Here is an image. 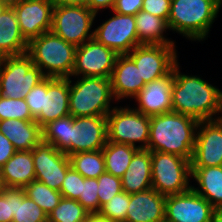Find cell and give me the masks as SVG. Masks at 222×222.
I'll return each mask as SVG.
<instances>
[{
    "instance_id": "8fae6325",
    "label": "cell",
    "mask_w": 222,
    "mask_h": 222,
    "mask_svg": "<svg viewBox=\"0 0 222 222\" xmlns=\"http://www.w3.org/2000/svg\"><path fill=\"white\" fill-rule=\"evenodd\" d=\"M118 54L92 38L75 52L72 76L110 78Z\"/></svg>"
},
{
    "instance_id": "e0dca14e",
    "label": "cell",
    "mask_w": 222,
    "mask_h": 222,
    "mask_svg": "<svg viewBox=\"0 0 222 222\" xmlns=\"http://www.w3.org/2000/svg\"><path fill=\"white\" fill-rule=\"evenodd\" d=\"M20 31L29 42L51 31L54 3L52 0H19L12 5Z\"/></svg>"
},
{
    "instance_id": "5bb4252c",
    "label": "cell",
    "mask_w": 222,
    "mask_h": 222,
    "mask_svg": "<svg viewBox=\"0 0 222 222\" xmlns=\"http://www.w3.org/2000/svg\"><path fill=\"white\" fill-rule=\"evenodd\" d=\"M106 143V116L70 115L69 156L80 152L102 150Z\"/></svg>"
},
{
    "instance_id": "f35d334b",
    "label": "cell",
    "mask_w": 222,
    "mask_h": 222,
    "mask_svg": "<svg viewBox=\"0 0 222 222\" xmlns=\"http://www.w3.org/2000/svg\"><path fill=\"white\" fill-rule=\"evenodd\" d=\"M16 214V188L2 187L0 192V222H12Z\"/></svg>"
},
{
    "instance_id": "484cf974",
    "label": "cell",
    "mask_w": 222,
    "mask_h": 222,
    "mask_svg": "<svg viewBox=\"0 0 222 222\" xmlns=\"http://www.w3.org/2000/svg\"><path fill=\"white\" fill-rule=\"evenodd\" d=\"M191 171L199 185L192 189L214 208L222 207V166L191 167Z\"/></svg>"
},
{
    "instance_id": "8992f818",
    "label": "cell",
    "mask_w": 222,
    "mask_h": 222,
    "mask_svg": "<svg viewBox=\"0 0 222 222\" xmlns=\"http://www.w3.org/2000/svg\"><path fill=\"white\" fill-rule=\"evenodd\" d=\"M151 152L152 188L162 195L184 193L192 188L190 160L175 154Z\"/></svg>"
},
{
    "instance_id": "d6986e66",
    "label": "cell",
    "mask_w": 222,
    "mask_h": 222,
    "mask_svg": "<svg viewBox=\"0 0 222 222\" xmlns=\"http://www.w3.org/2000/svg\"><path fill=\"white\" fill-rule=\"evenodd\" d=\"M174 82V68L166 76L146 83L134 97L138 101L135 108L144 115L153 116L172 112L171 89Z\"/></svg>"
},
{
    "instance_id": "4316f807",
    "label": "cell",
    "mask_w": 222,
    "mask_h": 222,
    "mask_svg": "<svg viewBox=\"0 0 222 222\" xmlns=\"http://www.w3.org/2000/svg\"><path fill=\"white\" fill-rule=\"evenodd\" d=\"M135 26L140 45H174L175 42L166 39L163 32L168 28L167 22L148 12L140 10L135 15Z\"/></svg>"
},
{
    "instance_id": "681fc988",
    "label": "cell",
    "mask_w": 222,
    "mask_h": 222,
    "mask_svg": "<svg viewBox=\"0 0 222 222\" xmlns=\"http://www.w3.org/2000/svg\"><path fill=\"white\" fill-rule=\"evenodd\" d=\"M7 7H8V5L6 3L0 1V15Z\"/></svg>"
},
{
    "instance_id": "30bf717a",
    "label": "cell",
    "mask_w": 222,
    "mask_h": 222,
    "mask_svg": "<svg viewBox=\"0 0 222 222\" xmlns=\"http://www.w3.org/2000/svg\"><path fill=\"white\" fill-rule=\"evenodd\" d=\"M127 55L135 62L145 83L168 75L178 62L175 45H139Z\"/></svg>"
},
{
    "instance_id": "3957f363",
    "label": "cell",
    "mask_w": 222,
    "mask_h": 222,
    "mask_svg": "<svg viewBox=\"0 0 222 222\" xmlns=\"http://www.w3.org/2000/svg\"><path fill=\"white\" fill-rule=\"evenodd\" d=\"M221 5L222 0H171L168 28L190 40H204Z\"/></svg>"
},
{
    "instance_id": "2e32d148",
    "label": "cell",
    "mask_w": 222,
    "mask_h": 222,
    "mask_svg": "<svg viewBox=\"0 0 222 222\" xmlns=\"http://www.w3.org/2000/svg\"><path fill=\"white\" fill-rule=\"evenodd\" d=\"M191 167L222 166V118L200 121Z\"/></svg>"
},
{
    "instance_id": "44dd1931",
    "label": "cell",
    "mask_w": 222,
    "mask_h": 222,
    "mask_svg": "<svg viewBox=\"0 0 222 222\" xmlns=\"http://www.w3.org/2000/svg\"><path fill=\"white\" fill-rule=\"evenodd\" d=\"M166 196L155 189L130 194L125 222H164Z\"/></svg>"
},
{
    "instance_id": "ffe728a7",
    "label": "cell",
    "mask_w": 222,
    "mask_h": 222,
    "mask_svg": "<svg viewBox=\"0 0 222 222\" xmlns=\"http://www.w3.org/2000/svg\"><path fill=\"white\" fill-rule=\"evenodd\" d=\"M115 100L134 98L145 86L135 62L127 55H118L110 77Z\"/></svg>"
},
{
    "instance_id": "4dcf8cb0",
    "label": "cell",
    "mask_w": 222,
    "mask_h": 222,
    "mask_svg": "<svg viewBox=\"0 0 222 222\" xmlns=\"http://www.w3.org/2000/svg\"><path fill=\"white\" fill-rule=\"evenodd\" d=\"M25 195L32 199L47 216L59 204L62 199L60 191L51 189L38 180L31 181L23 188Z\"/></svg>"
},
{
    "instance_id": "83f0119b",
    "label": "cell",
    "mask_w": 222,
    "mask_h": 222,
    "mask_svg": "<svg viewBox=\"0 0 222 222\" xmlns=\"http://www.w3.org/2000/svg\"><path fill=\"white\" fill-rule=\"evenodd\" d=\"M138 150V147L107 140L102 149L106 172L121 178Z\"/></svg>"
},
{
    "instance_id": "7dc6e473",
    "label": "cell",
    "mask_w": 222,
    "mask_h": 222,
    "mask_svg": "<svg viewBox=\"0 0 222 222\" xmlns=\"http://www.w3.org/2000/svg\"><path fill=\"white\" fill-rule=\"evenodd\" d=\"M212 222H222V207L214 209Z\"/></svg>"
},
{
    "instance_id": "1f68e13d",
    "label": "cell",
    "mask_w": 222,
    "mask_h": 222,
    "mask_svg": "<svg viewBox=\"0 0 222 222\" xmlns=\"http://www.w3.org/2000/svg\"><path fill=\"white\" fill-rule=\"evenodd\" d=\"M12 222H48V216L25 195L23 188H16V214Z\"/></svg>"
},
{
    "instance_id": "4fadbf2b",
    "label": "cell",
    "mask_w": 222,
    "mask_h": 222,
    "mask_svg": "<svg viewBox=\"0 0 222 222\" xmlns=\"http://www.w3.org/2000/svg\"><path fill=\"white\" fill-rule=\"evenodd\" d=\"M114 16L98 26L94 31V38L118 55L128 54L139 46L135 16L114 12Z\"/></svg>"
},
{
    "instance_id": "f1b7e54d",
    "label": "cell",
    "mask_w": 222,
    "mask_h": 222,
    "mask_svg": "<svg viewBox=\"0 0 222 222\" xmlns=\"http://www.w3.org/2000/svg\"><path fill=\"white\" fill-rule=\"evenodd\" d=\"M69 158L71 166L84 178H98L106 172L102 150L75 153Z\"/></svg>"
},
{
    "instance_id": "6da1fadb",
    "label": "cell",
    "mask_w": 222,
    "mask_h": 222,
    "mask_svg": "<svg viewBox=\"0 0 222 222\" xmlns=\"http://www.w3.org/2000/svg\"><path fill=\"white\" fill-rule=\"evenodd\" d=\"M179 67L177 62L171 89L172 111L199 122L222 118L216 117L222 112V91L200 77L180 73Z\"/></svg>"
},
{
    "instance_id": "d6a6232c",
    "label": "cell",
    "mask_w": 222,
    "mask_h": 222,
    "mask_svg": "<svg viewBox=\"0 0 222 222\" xmlns=\"http://www.w3.org/2000/svg\"><path fill=\"white\" fill-rule=\"evenodd\" d=\"M89 214L77 200L62 197L48 215V222H85Z\"/></svg>"
},
{
    "instance_id": "f907efd6",
    "label": "cell",
    "mask_w": 222,
    "mask_h": 222,
    "mask_svg": "<svg viewBox=\"0 0 222 222\" xmlns=\"http://www.w3.org/2000/svg\"><path fill=\"white\" fill-rule=\"evenodd\" d=\"M2 59H3V56L0 54V65H1Z\"/></svg>"
},
{
    "instance_id": "c3c4849f",
    "label": "cell",
    "mask_w": 222,
    "mask_h": 222,
    "mask_svg": "<svg viewBox=\"0 0 222 222\" xmlns=\"http://www.w3.org/2000/svg\"><path fill=\"white\" fill-rule=\"evenodd\" d=\"M0 1L6 3L8 6H12L16 4L19 0H0Z\"/></svg>"
},
{
    "instance_id": "277c9868",
    "label": "cell",
    "mask_w": 222,
    "mask_h": 222,
    "mask_svg": "<svg viewBox=\"0 0 222 222\" xmlns=\"http://www.w3.org/2000/svg\"><path fill=\"white\" fill-rule=\"evenodd\" d=\"M76 48L49 31L31 39L26 53L45 77L70 78L75 65Z\"/></svg>"
},
{
    "instance_id": "ba28073f",
    "label": "cell",
    "mask_w": 222,
    "mask_h": 222,
    "mask_svg": "<svg viewBox=\"0 0 222 222\" xmlns=\"http://www.w3.org/2000/svg\"><path fill=\"white\" fill-rule=\"evenodd\" d=\"M107 140L148 150L150 116L128 107H113L107 114ZM136 142L142 143L136 146Z\"/></svg>"
},
{
    "instance_id": "9c48e42d",
    "label": "cell",
    "mask_w": 222,
    "mask_h": 222,
    "mask_svg": "<svg viewBox=\"0 0 222 222\" xmlns=\"http://www.w3.org/2000/svg\"><path fill=\"white\" fill-rule=\"evenodd\" d=\"M95 17L87 7L54 6L51 31L77 47L94 38L90 29Z\"/></svg>"
},
{
    "instance_id": "7c38bea8",
    "label": "cell",
    "mask_w": 222,
    "mask_h": 222,
    "mask_svg": "<svg viewBox=\"0 0 222 222\" xmlns=\"http://www.w3.org/2000/svg\"><path fill=\"white\" fill-rule=\"evenodd\" d=\"M32 158L35 180L60 191L66 172L71 167L69 156L58 151L51 143L41 140L32 149Z\"/></svg>"
},
{
    "instance_id": "7402d4cb",
    "label": "cell",
    "mask_w": 222,
    "mask_h": 222,
    "mask_svg": "<svg viewBox=\"0 0 222 222\" xmlns=\"http://www.w3.org/2000/svg\"><path fill=\"white\" fill-rule=\"evenodd\" d=\"M35 180V167L32 150L16 151L0 168L2 187L24 188Z\"/></svg>"
},
{
    "instance_id": "7a4b0ae2",
    "label": "cell",
    "mask_w": 222,
    "mask_h": 222,
    "mask_svg": "<svg viewBox=\"0 0 222 222\" xmlns=\"http://www.w3.org/2000/svg\"><path fill=\"white\" fill-rule=\"evenodd\" d=\"M199 121L181 113L150 116L148 150L175 154L191 161Z\"/></svg>"
},
{
    "instance_id": "9a60e30c",
    "label": "cell",
    "mask_w": 222,
    "mask_h": 222,
    "mask_svg": "<svg viewBox=\"0 0 222 222\" xmlns=\"http://www.w3.org/2000/svg\"><path fill=\"white\" fill-rule=\"evenodd\" d=\"M214 207L192 188L166 196L164 222H212Z\"/></svg>"
},
{
    "instance_id": "5b68a950",
    "label": "cell",
    "mask_w": 222,
    "mask_h": 222,
    "mask_svg": "<svg viewBox=\"0 0 222 222\" xmlns=\"http://www.w3.org/2000/svg\"><path fill=\"white\" fill-rule=\"evenodd\" d=\"M71 83L69 78V113L73 117L107 116L113 109L110 78L81 77Z\"/></svg>"
},
{
    "instance_id": "f546056e",
    "label": "cell",
    "mask_w": 222,
    "mask_h": 222,
    "mask_svg": "<svg viewBox=\"0 0 222 222\" xmlns=\"http://www.w3.org/2000/svg\"><path fill=\"white\" fill-rule=\"evenodd\" d=\"M70 115L49 122L42 128V140L69 156Z\"/></svg>"
},
{
    "instance_id": "ac0fdd59",
    "label": "cell",
    "mask_w": 222,
    "mask_h": 222,
    "mask_svg": "<svg viewBox=\"0 0 222 222\" xmlns=\"http://www.w3.org/2000/svg\"><path fill=\"white\" fill-rule=\"evenodd\" d=\"M70 115L69 78L43 79L42 111L35 118L41 128L51 121Z\"/></svg>"
},
{
    "instance_id": "816d5d0a",
    "label": "cell",
    "mask_w": 222,
    "mask_h": 222,
    "mask_svg": "<svg viewBox=\"0 0 222 222\" xmlns=\"http://www.w3.org/2000/svg\"><path fill=\"white\" fill-rule=\"evenodd\" d=\"M1 190H2V184H1V181H0V192H1Z\"/></svg>"
},
{
    "instance_id": "8d00e7d4",
    "label": "cell",
    "mask_w": 222,
    "mask_h": 222,
    "mask_svg": "<svg viewBox=\"0 0 222 222\" xmlns=\"http://www.w3.org/2000/svg\"><path fill=\"white\" fill-rule=\"evenodd\" d=\"M97 178H85L82 182L81 195L77 201L90 213L99 212Z\"/></svg>"
},
{
    "instance_id": "836d02e7",
    "label": "cell",
    "mask_w": 222,
    "mask_h": 222,
    "mask_svg": "<svg viewBox=\"0 0 222 222\" xmlns=\"http://www.w3.org/2000/svg\"><path fill=\"white\" fill-rule=\"evenodd\" d=\"M129 201L130 194L122 191L102 205L98 214L110 222H125Z\"/></svg>"
},
{
    "instance_id": "e575fe53",
    "label": "cell",
    "mask_w": 222,
    "mask_h": 222,
    "mask_svg": "<svg viewBox=\"0 0 222 222\" xmlns=\"http://www.w3.org/2000/svg\"><path fill=\"white\" fill-rule=\"evenodd\" d=\"M6 119L35 120L24 98H5L0 95V121Z\"/></svg>"
},
{
    "instance_id": "52a82bcc",
    "label": "cell",
    "mask_w": 222,
    "mask_h": 222,
    "mask_svg": "<svg viewBox=\"0 0 222 222\" xmlns=\"http://www.w3.org/2000/svg\"><path fill=\"white\" fill-rule=\"evenodd\" d=\"M45 76L27 54L3 57L0 65V95L5 98H25Z\"/></svg>"
},
{
    "instance_id": "bcb514c9",
    "label": "cell",
    "mask_w": 222,
    "mask_h": 222,
    "mask_svg": "<svg viewBox=\"0 0 222 222\" xmlns=\"http://www.w3.org/2000/svg\"><path fill=\"white\" fill-rule=\"evenodd\" d=\"M85 222H110L108 219L102 217L98 213L89 214Z\"/></svg>"
},
{
    "instance_id": "74e56055",
    "label": "cell",
    "mask_w": 222,
    "mask_h": 222,
    "mask_svg": "<svg viewBox=\"0 0 222 222\" xmlns=\"http://www.w3.org/2000/svg\"><path fill=\"white\" fill-rule=\"evenodd\" d=\"M84 179L85 178L71 166L66 172V177L60 189L62 197L77 200L81 195L82 182Z\"/></svg>"
},
{
    "instance_id": "60d3db41",
    "label": "cell",
    "mask_w": 222,
    "mask_h": 222,
    "mask_svg": "<svg viewBox=\"0 0 222 222\" xmlns=\"http://www.w3.org/2000/svg\"><path fill=\"white\" fill-rule=\"evenodd\" d=\"M24 99L32 117L35 119L42 111L43 80L34 86Z\"/></svg>"
},
{
    "instance_id": "7bdbcfd3",
    "label": "cell",
    "mask_w": 222,
    "mask_h": 222,
    "mask_svg": "<svg viewBox=\"0 0 222 222\" xmlns=\"http://www.w3.org/2000/svg\"><path fill=\"white\" fill-rule=\"evenodd\" d=\"M11 141L0 132V168L15 154Z\"/></svg>"
},
{
    "instance_id": "603a6c76",
    "label": "cell",
    "mask_w": 222,
    "mask_h": 222,
    "mask_svg": "<svg viewBox=\"0 0 222 222\" xmlns=\"http://www.w3.org/2000/svg\"><path fill=\"white\" fill-rule=\"evenodd\" d=\"M122 190L128 194L152 188L151 152L139 149L131 159L128 169L121 177Z\"/></svg>"
},
{
    "instance_id": "d4e9b609",
    "label": "cell",
    "mask_w": 222,
    "mask_h": 222,
    "mask_svg": "<svg viewBox=\"0 0 222 222\" xmlns=\"http://www.w3.org/2000/svg\"><path fill=\"white\" fill-rule=\"evenodd\" d=\"M28 41L23 37L15 10L8 6L0 15V54L3 57L27 52Z\"/></svg>"
},
{
    "instance_id": "b9f144b4",
    "label": "cell",
    "mask_w": 222,
    "mask_h": 222,
    "mask_svg": "<svg viewBox=\"0 0 222 222\" xmlns=\"http://www.w3.org/2000/svg\"><path fill=\"white\" fill-rule=\"evenodd\" d=\"M143 7V0H115L113 12L125 15H136Z\"/></svg>"
},
{
    "instance_id": "ab89813d",
    "label": "cell",
    "mask_w": 222,
    "mask_h": 222,
    "mask_svg": "<svg viewBox=\"0 0 222 222\" xmlns=\"http://www.w3.org/2000/svg\"><path fill=\"white\" fill-rule=\"evenodd\" d=\"M171 0H143L142 10L168 21Z\"/></svg>"
},
{
    "instance_id": "d590c367",
    "label": "cell",
    "mask_w": 222,
    "mask_h": 222,
    "mask_svg": "<svg viewBox=\"0 0 222 222\" xmlns=\"http://www.w3.org/2000/svg\"><path fill=\"white\" fill-rule=\"evenodd\" d=\"M99 211L102 205L107 203L113 196L122 192L121 178L104 172L98 178Z\"/></svg>"
},
{
    "instance_id": "cb8c5ba5",
    "label": "cell",
    "mask_w": 222,
    "mask_h": 222,
    "mask_svg": "<svg viewBox=\"0 0 222 222\" xmlns=\"http://www.w3.org/2000/svg\"><path fill=\"white\" fill-rule=\"evenodd\" d=\"M0 132L11 141L16 151L32 150L42 140V128L35 120H2Z\"/></svg>"
},
{
    "instance_id": "f6af8a7d",
    "label": "cell",
    "mask_w": 222,
    "mask_h": 222,
    "mask_svg": "<svg viewBox=\"0 0 222 222\" xmlns=\"http://www.w3.org/2000/svg\"><path fill=\"white\" fill-rule=\"evenodd\" d=\"M54 6H81L88 8V0H52Z\"/></svg>"
},
{
    "instance_id": "ee69618b",
    "label": "cell",
    "mask_w": 222,
    "mask_h": 222,
    "mask_svg": "<svg viewBox=\"0 0 222 222\" xmlns=\"http://www.w3.org/2000/svg\"><path fill=\"white\" fill-rule=\"evenodd\" d=\"M114 2L115 0H88V8L97 14L100 9H112Z\"/></svg>"
}]
</instances>
